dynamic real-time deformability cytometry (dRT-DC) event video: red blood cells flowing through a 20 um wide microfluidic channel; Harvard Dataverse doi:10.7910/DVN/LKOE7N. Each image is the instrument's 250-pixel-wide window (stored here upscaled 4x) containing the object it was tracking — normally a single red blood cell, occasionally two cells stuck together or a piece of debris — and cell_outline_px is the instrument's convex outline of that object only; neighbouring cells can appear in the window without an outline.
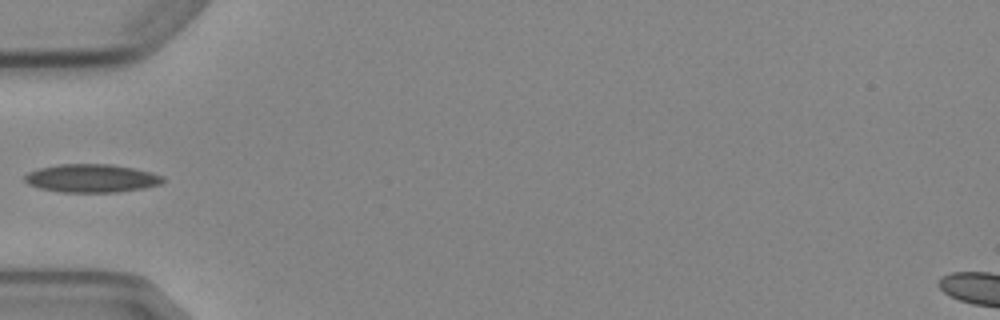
{"species": "Egyptian fruit bat (a non-hibernating species)", "species_latin": "Rousettus aegyptiacus", "temperature_condition": "cold", "stored_images_in_passage": 5, "camera_frame_rate_fps": 3000, "um_per_image_px": 0.085, "animal": {"sex": "female"}, "frame": {"image": 1, "passage_image": 5, "time_ms": 4.667, "image_size_px": [1000, 320], "cell_outline_px": [[164, 180], [160, 184], [144, 188], [116, 192], [60, 192], [40, 188], [28, 184], [24, 180], [24, 176], [28, 172], [40, 168], [60, 164], [112, 164], [152, 172], [164, 176]], "centroid_in_image_um": [7.79, 15.15], "position_along_channel_um": 77.2, "area_um2": 22.72}}